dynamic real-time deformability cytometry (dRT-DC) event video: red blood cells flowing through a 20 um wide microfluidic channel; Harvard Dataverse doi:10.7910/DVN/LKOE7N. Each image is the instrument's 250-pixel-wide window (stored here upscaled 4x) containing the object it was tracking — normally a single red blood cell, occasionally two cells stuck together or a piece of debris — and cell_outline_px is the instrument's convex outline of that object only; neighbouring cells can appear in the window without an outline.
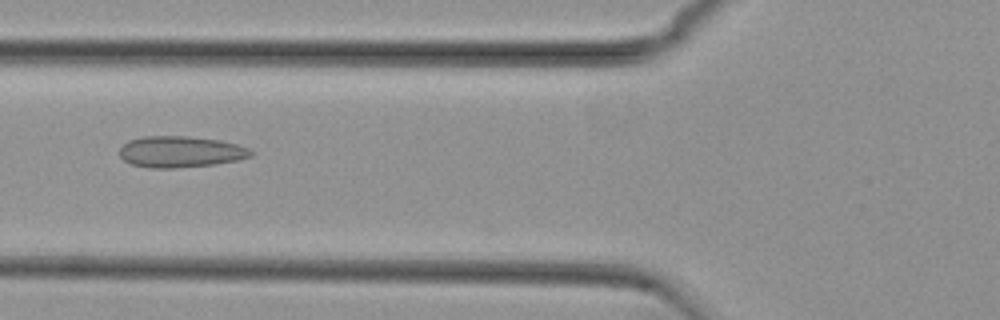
{"species": "common noctule bat (a hibernating species)", "species_latin": "Nyctalus noctula", "temperature_condition": "cold", "stored_images_in_passage": 55, "camera_frame_rate_fps": 3000, "um_per_image_px": 0.085, "animal": {"sex": "female", "body_mass_g": 29.2, "forearm_length_mm": 56.3}, "frame": {"image": 1, "passage_image": 21, "time_ms": 6.667, "image_size_px": [1000, 320], "cell_outline_px": [[252, 156], [236, 160], [212, 164], [172, 168], [148, 168], [132, 164], [124, 160], [120, 156], [120, 148], [128, 140], [144, 136], [188, 136], [220, 140], [236, 144], [248, 148], [252, 152]], "centroid_in_image_um": [15.31, 12.89], "position_along_channel_um": 110.5, "area_um2": 23.76}}
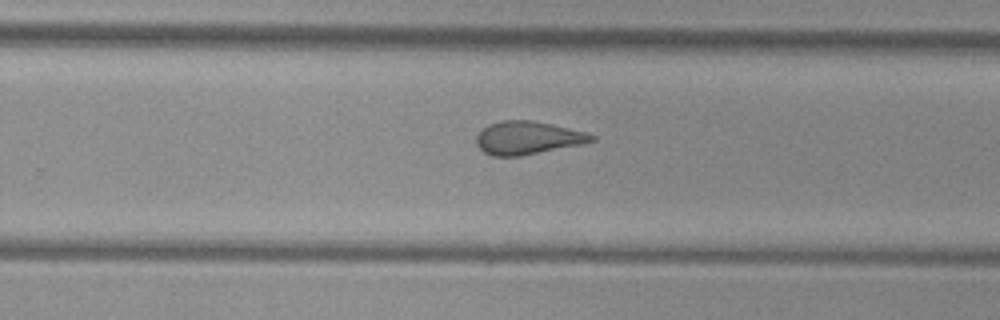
{"frame": {"image": 2, "passage_image": 35, "time_ms": 11.333, "image_size_px": [1000, 320], "cell_outline_px": [[596, 140], [584, 144], [520, 156], [492, 156], [484, 152], [476, 144], [476, 136], [488, 124], [500, 120], [532, 120], [552, 124], [584, 132], [596, 136]], "centroid_in_image_um": [44.85, 11.72], "position_along_channel_um": 284.9, "area_um2": 22.25}}
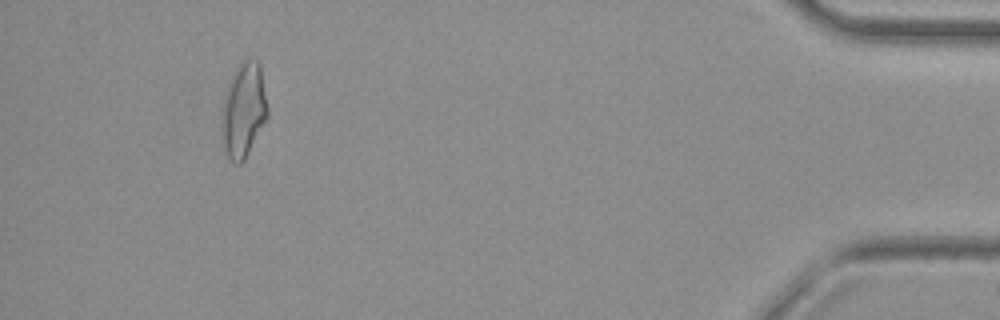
{"frame": {"image": 3, "passage_image": 51, "time_ms": 16.667, "image_size_px": [1000, 320], "cell_outline_px": [[268, 116], [244, 160], [240, 164], [232, 164], [224, 152], [220, 128], [220, 116], [224, 96], [228, 80], [232, 72], [240, 60], [248, 56], [252, 56], [260, 64], [268, 108]], "centroid_in_image_um": [20.66, 9.32], "position_along_channel_um": 414.5, "area_um2": 26.24}, "authors_computed_cell_mechanics": {"area_um2": 23.7558, "velocity_mm_per_s": 3.7371, "shape_relaxation_time_tau1_ms": null, "shape_relaxation_time_tau2_ms": 1.5976, "deformation_change_tau1": null, "deformation_change_tau2": 0.111}}